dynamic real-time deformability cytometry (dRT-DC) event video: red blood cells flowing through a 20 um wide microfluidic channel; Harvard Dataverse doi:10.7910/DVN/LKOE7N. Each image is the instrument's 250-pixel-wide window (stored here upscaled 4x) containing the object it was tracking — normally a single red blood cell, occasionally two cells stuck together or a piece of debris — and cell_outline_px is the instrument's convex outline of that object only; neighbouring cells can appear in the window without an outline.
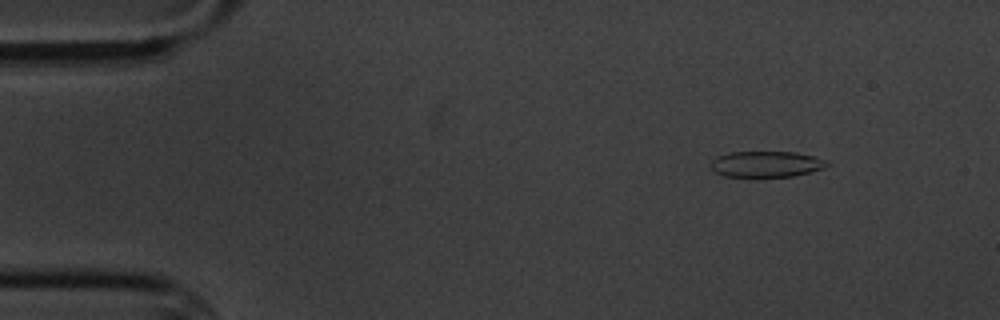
{"species": "common noctule bat (a hibernating species)", "species_latin": "Nyctalus noctula", "temperature_condition": "cold", "stored_images_in_passage": 6, "camera_frame_rate_fps": 3000, "um_per_image_px": 0.085, "animal": {"sex": "male", "body_mass_g": 20.1, "forearm_length_mm": 53.5}, "frame": {"image": 1, "passage_image": 6, "time_ms": 6.0, "image_size_px": [1000, 320], "cell_outline_px": [[828, 164], [824, 168], [796, 176], [724, 176], [712, 172], [712, 160], [716, 156], [728, 152], [796, 152], [828, 160]], "centroid_in_image_um": [65.12, 13.94], "position_along_channel_um": 19.9, "area_um2": 17.57}}